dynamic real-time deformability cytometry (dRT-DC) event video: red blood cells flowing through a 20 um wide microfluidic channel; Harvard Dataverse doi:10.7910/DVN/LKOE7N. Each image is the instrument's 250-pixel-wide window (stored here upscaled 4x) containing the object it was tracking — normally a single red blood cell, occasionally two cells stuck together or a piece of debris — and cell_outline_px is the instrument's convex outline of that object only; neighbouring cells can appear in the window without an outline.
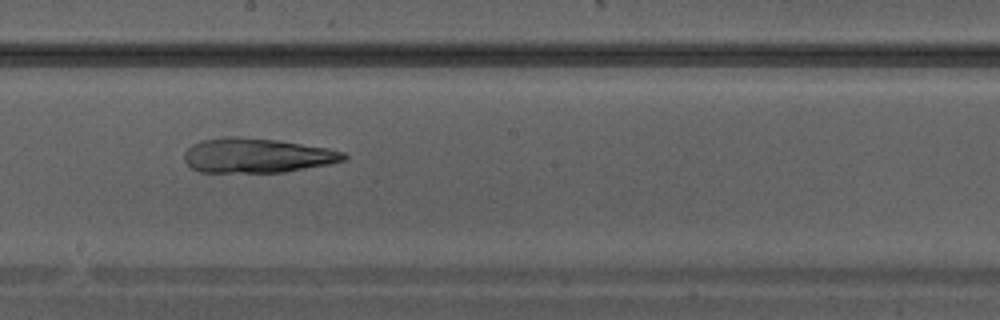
{"species": "Egyptian fruit bat (a non-hibernating species)", "species_latin": "Rousettus aegyptiacus", "temperature_condition": "warm", "stored_images_in_passage": 21, "camera_frame_rate_fps": 3000, "um_per_image_px": 0.085, "animal": {"sex": "male"}, "frame": {"image": 1, "passage_image": 10, "time_ms": 3.0, "image_size_px": [1000, 320], "cell_outline_px": [[348, 156], [344, 160], [328, 164], [284, 172], [200, 172], [192, 168], [184, 160], [184, 152], [192, 144], [200, 140], [224, 136], [240, 136], [276, 140], [328, 148], [344, 152]], "centroid_in_image_um": [21.8, 13.21], "position_along_channel_um": 226.4, "area_um2": 32.19}}
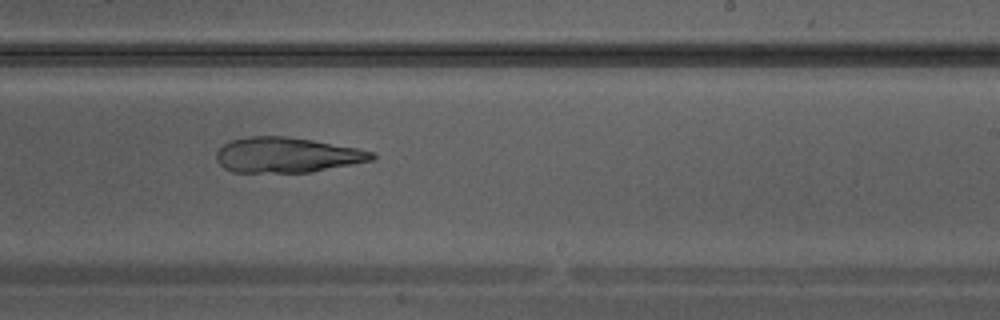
{"frame": {"image": 2, "passage_image": 12, "time_ms": 3.667, "image_size_px": [1000, 320], "cell_outline_px": [[376, 156], [372, 160], [312, 172], [232, 172], [224, 168], [216, 160], [216, 152], [224, 144], [232, 140], [248, 136], [284, 136], [312, 140], [356, 148], [372, 152]], "centroid_in_image_um": [24.35, 13.18], "position_along_channel_um": 264.7, "area_um2": 31.67}}